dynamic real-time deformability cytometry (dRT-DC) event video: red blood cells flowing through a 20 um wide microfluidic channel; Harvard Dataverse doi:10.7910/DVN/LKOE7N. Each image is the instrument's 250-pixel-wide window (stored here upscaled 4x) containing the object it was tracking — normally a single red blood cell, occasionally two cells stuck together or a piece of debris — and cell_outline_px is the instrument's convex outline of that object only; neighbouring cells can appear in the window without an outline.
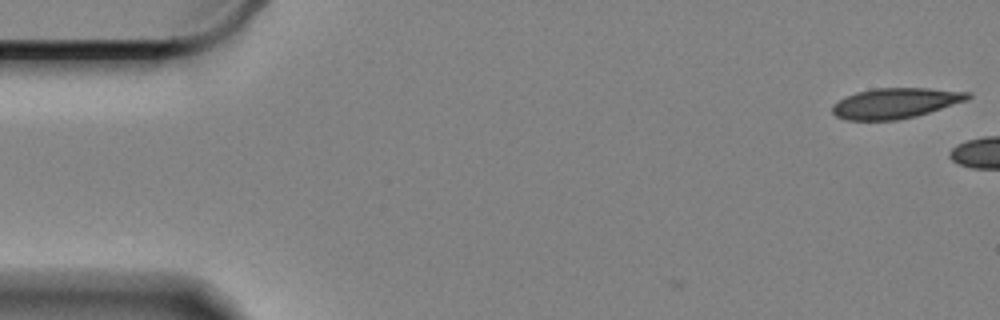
{"species": "Egyptian fruit bat (a non-hibernating species)", "species_latin": "Rousettus aegyptiacus", "temperature_condition": "cold", "stored_images_in_passage": 4, "camera_frame_rate_fps": 3000, "um_per_image_px": 0.085, "animal": {"sex": "female"}, "frame": {"image": 1, "passage_image": 1, "time_ms": 0.0, "image_size_px": [1000, 320], "cell_outline_px": [[972, 96], [968, 100], [916, 116], [896, 120], [848, 120], [836, 116], [832, 112], [832, 104], [856, 92], [876, 88], [928, 88], [972, 92]], "centroid_in_image_um": [76.14, 8.76], "position_along_channel_um": 8.9, "area_um2": 23.93}}